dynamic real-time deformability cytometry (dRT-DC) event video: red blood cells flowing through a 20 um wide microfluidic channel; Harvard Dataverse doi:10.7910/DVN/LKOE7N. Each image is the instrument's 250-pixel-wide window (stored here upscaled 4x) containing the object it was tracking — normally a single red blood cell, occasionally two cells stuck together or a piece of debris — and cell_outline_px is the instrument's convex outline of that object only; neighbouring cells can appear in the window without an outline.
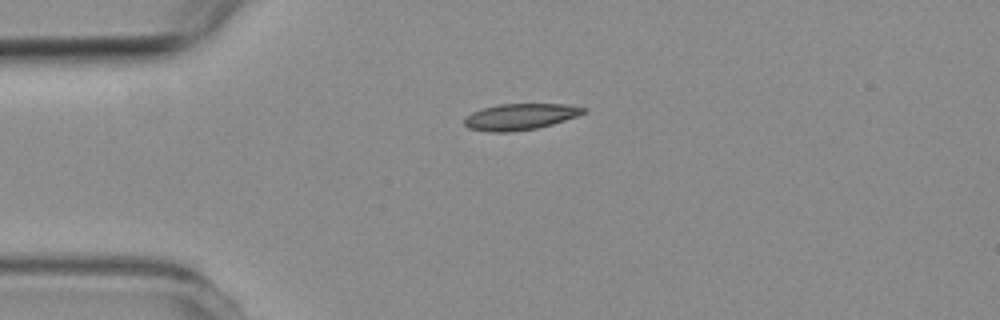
{"species": "common noctule bat (a hibernating species)", "species_latin": "Nyctalus noctula", "temperature_condition": "room temperature", "stored_images_in_passage": 2, "camera_frame_rate_fps": 3000, "um_per_image_px": 0.085, "animal": {"sex": "female", "body_mass_g": 19.3, "forearm_length_mm": 54.1}, "frame": {"image": 1, "passage_image": 2, "time_ms": 2.333, "image_size_px": [1000, 320], "cell_outline_px": [[588, 108], [584, 112], [576, 116], [552, 124], [536, 128], [508, 132], [488, 132], [468, 128], [464, 124], [464, 120], [472, 112], [484, 108], [500, 104], [564, 104]], "centroid_in_image_um": [44.2, 9.92], "position_along_channel_um": 40.8, "area_um2": 17.98}}